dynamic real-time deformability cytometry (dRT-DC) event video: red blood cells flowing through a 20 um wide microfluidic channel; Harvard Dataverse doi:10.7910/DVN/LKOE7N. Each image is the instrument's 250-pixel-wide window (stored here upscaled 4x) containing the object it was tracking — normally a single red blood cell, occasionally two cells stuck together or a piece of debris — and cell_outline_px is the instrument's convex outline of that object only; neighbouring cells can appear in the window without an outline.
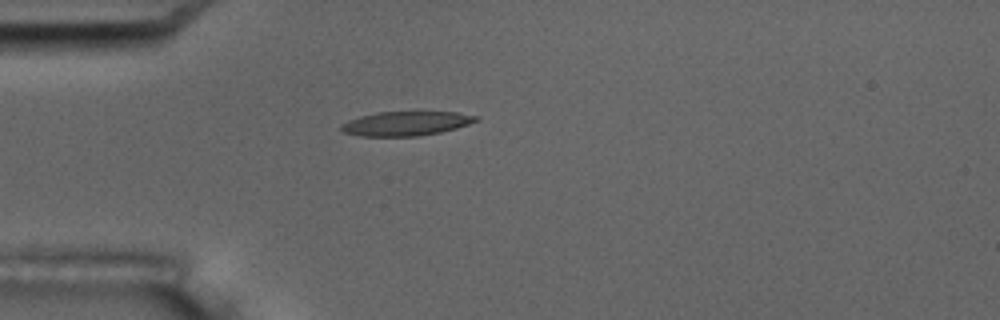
{"species": "common noctule bat (a hibernating species)", "species_latin": "Nyctalus noctula", "temperature_condition": "room temperature", "stored_images_in_passage": 4, "camera_frame_rate_fps": 3000, "um_per_image_px": 0.085, "animal": {"sex": "male", "body_mass_g": 17.5, "forearm_length_mm": 52.3}, "frame": {"image": 1, "passage_image": 4, "time_ms": 4.333, "image_size_px": [1000, 320], "cell_outline_px": [[480, 120], [456, 128], [440, 132], [416, 136], [360, 136], [344, 132], [340, 128], [340, 124], [348, 120], [360, 116], [376, 112], [456, 112], [480, 116]], "centroid_in_image_um": [34.51, 10.49], "position_along_channel_um": 50.5, "area_um2": 19.07}}